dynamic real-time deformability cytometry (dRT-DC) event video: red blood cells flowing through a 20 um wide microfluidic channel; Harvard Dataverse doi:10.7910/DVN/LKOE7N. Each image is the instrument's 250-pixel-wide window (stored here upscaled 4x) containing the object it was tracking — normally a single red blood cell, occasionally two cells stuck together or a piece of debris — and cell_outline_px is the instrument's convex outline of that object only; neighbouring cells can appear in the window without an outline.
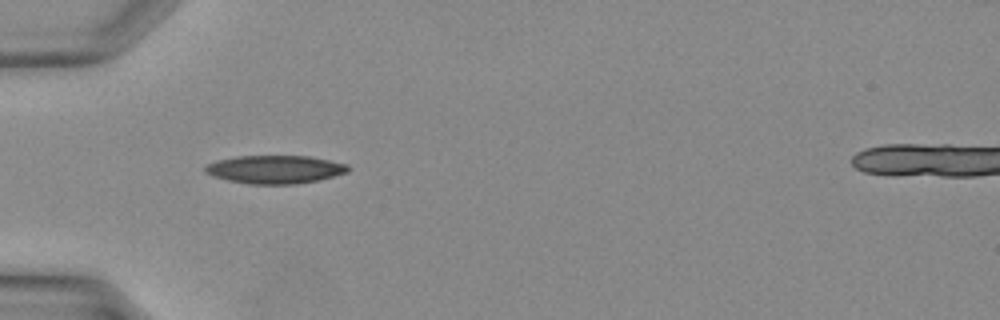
{"species": "Egyptian fruit bat (a non-hibernating species)", "species_latin": "Rousettus aegyptiacus", "temperature_condition": "warm", "stored_images_in_passage": 25, "camera_frame_rate_fps": 3000, "um_per_image_px": 0.085, "animal": {"sex": "female"}, "frame": {"image": 1, "passage_image": 1, "time_ms": 0.0, "image_size_px": [1000, 320], "cell_outline_px": [[352, 168], [348, 172], [316, 180], [296, 184], [248, 184], [228, 180], [212, 176], [204, 172], [204, 168], [208, 164], [216, 160], [236, 156], [308, 156], [348, 164]], "centroid_in_image_um": [23.36, 14.4], "position_along_channel_um": 61.6, "area_um2": 23.47}}
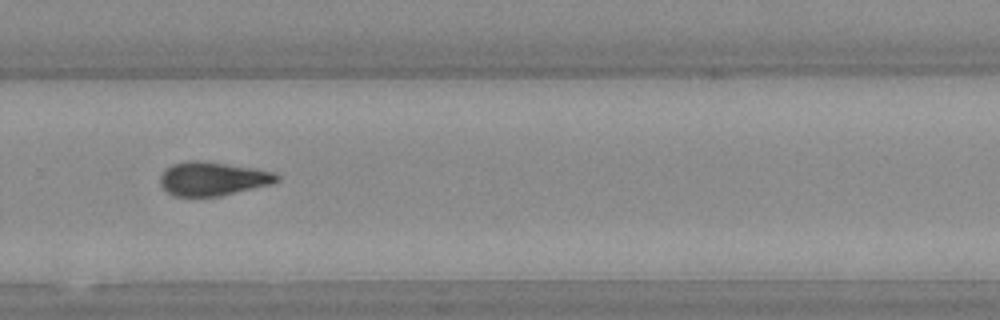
{"frame": {"image": 2, "passage_image": 15, "time_ms": 4.667, "image_size_px": [1000, 320], "cell_outline_px": [[280, 180], [272, 184], [220, 196], [176, 196], [168, 192], [160, 184], [160, 176], [172, 164], [188, 160], [200, 160], [252, 168], [276, 172], [280, 176]], "centroid_in_image_um": [18.11, 15.19], "position_along_channel_um": 311.7, "area_um2": 22.83}}
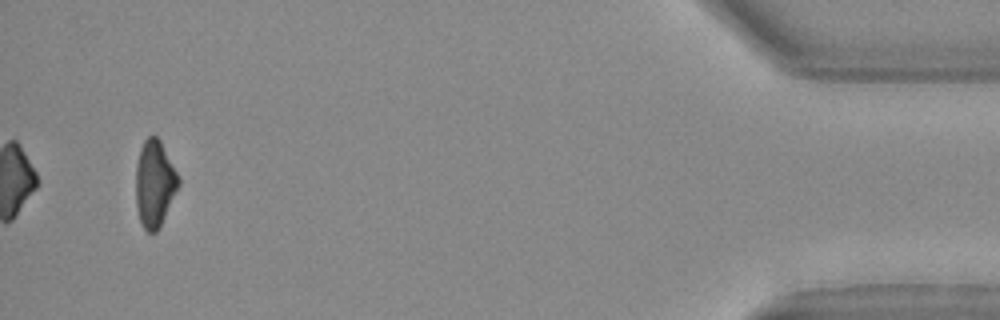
{"frame": {"image": 3, "passage_image": 25, "time_ms": 8.0, "image_size_px": [1000, 320], "cell_outline_px": [[180, 184], [160, 228], [156, 232], [148, 232], [144, 228], [140, 220], [136, 208], [136, 164], [140, 148], [144, 140], [148, 136], [156, 136], [160, 140], [180, 176]], "centroid_in_image_um": [13.15, 15.61], "position_along_channel_um": 422.0, "area_um2": 21.79}}